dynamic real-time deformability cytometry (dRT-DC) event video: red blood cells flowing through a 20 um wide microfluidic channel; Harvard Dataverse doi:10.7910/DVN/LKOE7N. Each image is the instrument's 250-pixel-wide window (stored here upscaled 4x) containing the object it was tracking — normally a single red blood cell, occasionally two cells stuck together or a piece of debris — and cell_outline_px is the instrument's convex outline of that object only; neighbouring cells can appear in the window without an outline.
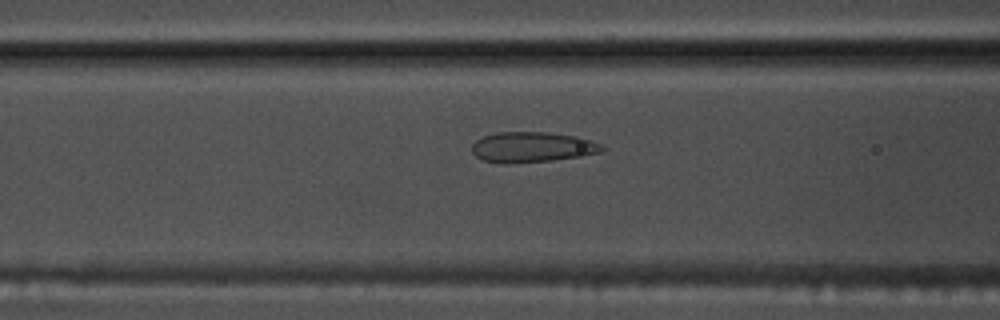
{"species": "common noctule bat (a hibernating species)", "species_latin": "Nyctalus noctula", "temperature_condition": "warm", "stored_images_in_passage": 53, "camera_frame_rate_fps": 3000, "um_per_image_px": 0.085, "animal": {"sex": "male", "body_mass_g": 17.5, "forearm_length_mm": 52.3}, "frame": {"image": 1, "passage_image": 21, "time_ms": 6.667, "image_size_px": [1000, 320], "cell_outline_px": [[604, 152], [580, 156], [548, 160], [508, 164], [504, 164], [484, 160], [476, 156], [472, 152], [472, 144], [476, 140], [484, 136], [496, 132], [548, 132], [576, 136], [600, 144], [604, 148]], "centroid_in_image_um": [45.21, 12.5], "position_along_channel_um": 121.4, "area_um2": 22.89}}
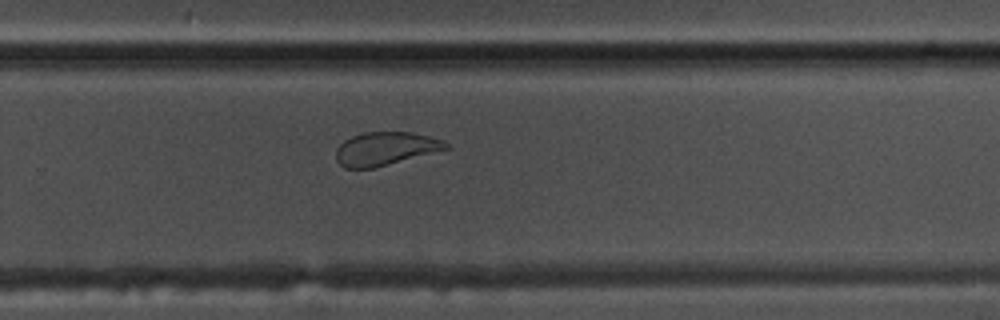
{"frame": {"image": 2, "passage_image": 35, "time_ms": 11.333, "image_size_px": [1000, 320], "cell_outline_px": [[452, 148], [372, 168], [344, 168], [336, 160], [336, 148], [344, 140], [352, 136], [364, 132], [412, 132], [444, 140]], "centroid_in_image_um": [32.76, 12.63], "position_along_channel_um": 297.0, "area_um2": 21.33}}
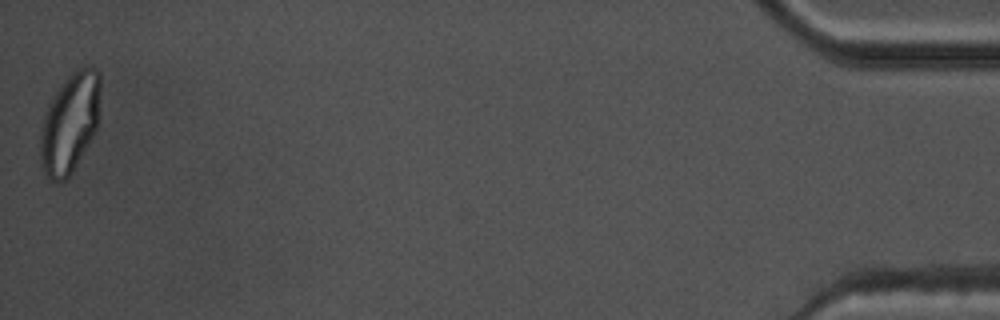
{"frame": {"image": 3, "passage_image": 53, "time_ms": 17.333, "image_size_px": [1000, 320], "cell_outline_px": [[100, 88], [96, 132], [76, 164], [68, 176], [64, 180], [48, 180], [40, 164], [40, 128], [48, 104], [56, 92], [68, 76], [76, 68], [84, 64], [88, 64], [96, 68], [100, 72]], "centroid_in_image_um": [5.93, 10.41], "position_along_channel_um": 429.3, "area_um2": 34.97}, "authors_computed_cell_mechanics": {"area_um2": 26.299, "velocity_mm_per_s": 3.7683, "shape_relaxation_time_tau1_ms": null, "shape_relaxation_time_tau2_ms": 0.7705, "deformation_change_tau1": null, "deformation_change_tau2": 0.0641}}